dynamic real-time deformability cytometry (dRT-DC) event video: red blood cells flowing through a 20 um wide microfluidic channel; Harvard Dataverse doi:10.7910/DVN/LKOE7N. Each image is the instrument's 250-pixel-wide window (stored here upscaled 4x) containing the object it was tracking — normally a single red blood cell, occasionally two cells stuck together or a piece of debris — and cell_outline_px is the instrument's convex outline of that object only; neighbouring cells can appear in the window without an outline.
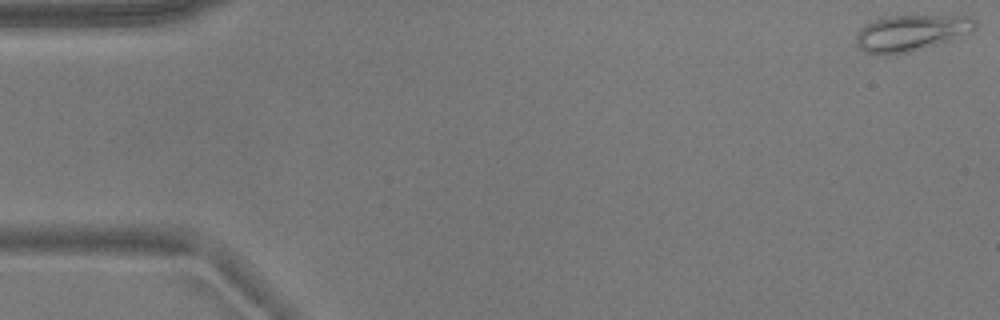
{"species": "common noctule bat (a hibernating species)", "species_latin": "Nyctalus noctula", "temperature_condition": "warm", "stored_images_in_passage": 53, "camera_frame_rate_fps": 3000, "um_per_image_px": 0.085, "animal": {"sex": "male", "body_mass_g": 17.9}, "frame": {"image": 1, "passage_image": 1, "time_ms": 0.0, "image_size_px": [1000, 320], "cell_outline_px": [[976, 28], [972, 32], [948, 40], [908, 52], [884, 56], [864, 52], [856, 44], [856, 32], [860, 28], [876, 20], [892, 16], [972, 16], [976, 20]], "centroid_in_image_um": [77.43, 2.8], "position_along_channel_um": 7.6, "area_um2": 24.85}}
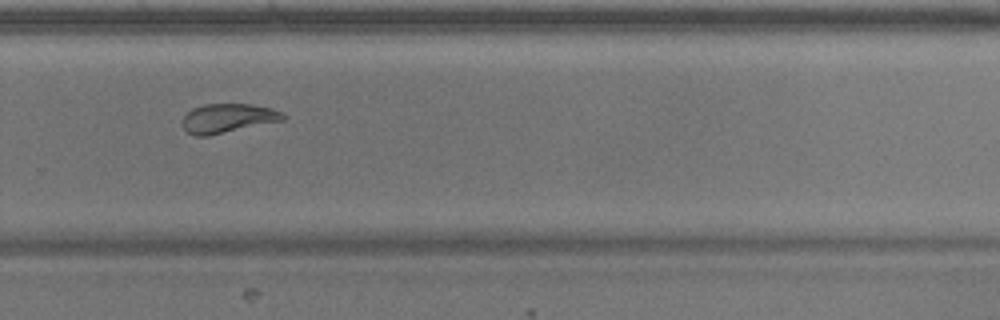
{"frame": {"image": 2, "passage_image": 36, "time_ms": 11.667, "image_size_px": [1000, 320], "cell_outline_px": [[284, 120], [208, 136], [196, 136], [188, 132], [184, 128], [180, 120], [192, 108], [204, 104], [248, 104], [272, 108], [280, 112], [284, 116]], "centroid_in_image_um": [19.32, 10.05], "position_along_channel_um": 310.5, "area_um2": 16.99}}
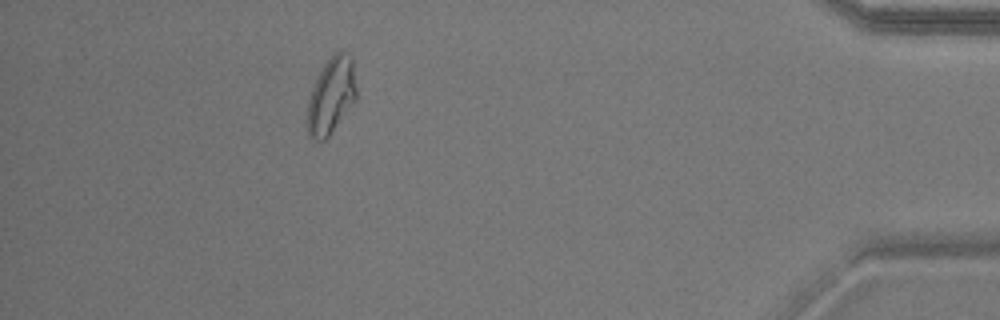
{"frame": {"image": 3, "passage_image": 48, "time_ms": 15.667, "image_size_px": [1000, 320], "cell_outline_px": [[356, 100], [328, 136], [324, 140], [316, 140], [308, 136], [308, 100], [312, 88], [324, 64], [332, 52], [340, 48], [352, 56], [356, 88]], "centroid_in_image_um": [28.17, 8.07], "position_along_channel_um": 407.0, "area_um2": 21.79}, "authors_computed_cell_mechanics": {"area_um2": 19.652, "velocity_mm_per_s": 3.7478, "shape_relaxation_time_tau1_ms": 7.7748, "shape_relaxation_time_tau2_ms": 2.0697, "deformation_change_tau1": 0.1851, "deformation_change_tau2": 0.0743}}